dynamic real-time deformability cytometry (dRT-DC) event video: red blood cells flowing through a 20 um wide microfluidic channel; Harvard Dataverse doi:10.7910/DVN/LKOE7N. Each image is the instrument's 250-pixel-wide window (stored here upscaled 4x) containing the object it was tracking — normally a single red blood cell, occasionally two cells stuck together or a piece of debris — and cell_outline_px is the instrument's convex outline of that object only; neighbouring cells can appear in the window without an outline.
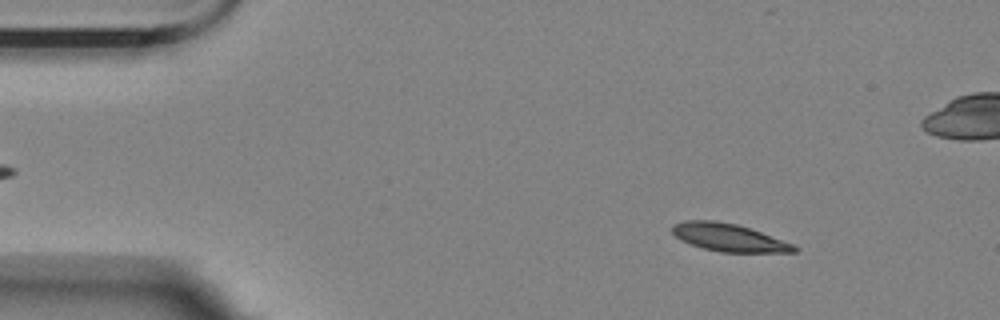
{"species": "Egyptian fruit bat (a non-hibernating species)", "species_latin": "Rousettus aegyptiacus", "temperature_condition": "room temperature", "stored_images_in_passage": 57, "camera_frame_rate_fps": 3000, "um_per_image_px": 0.085, "animal": {"sex": "female"}, "frame": {"image": 1, "passage_image": 7, "time_ms": 2.0, "image_size_px": [1000, 320], "cell_outline_px": [[800, 248], [796, 252], [720, 252], [704, 248], [680, 240], [672, 232], [672, 224], [684, 220], [716, 220], [736, 224], [752, 228], [796, 244]], "centroid_in_image_um": [62.01, 20.18], "position_along_channel_um": 23.0, "area_um2": 20.0}}
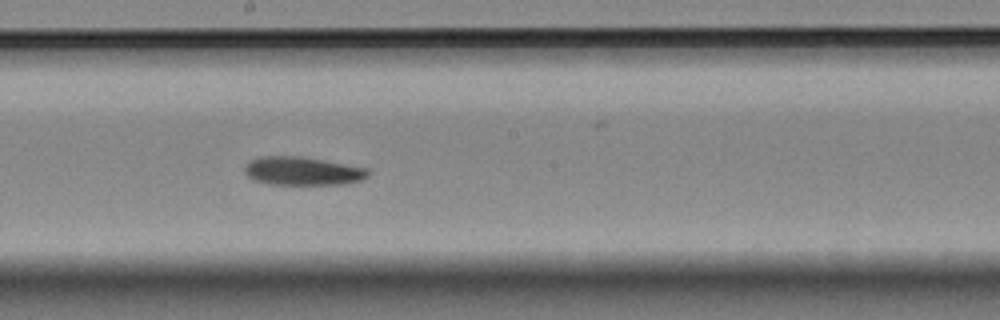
{"frame": {"image": 2, "passage_image": 30, "time_ms": 9.667, "image_size_px": [1000, 320], "cell_outline_px": [[368, 176], [360, 180], [344, 184], [268, 184], [252, 180], [244, 172], [244, 164], [260, 156], [300, 156], [368, 168]], "centroid_in_image_um": [25.66, 14.54], "position_along_channel_um": 222.5, "area_um2": 20.4}}
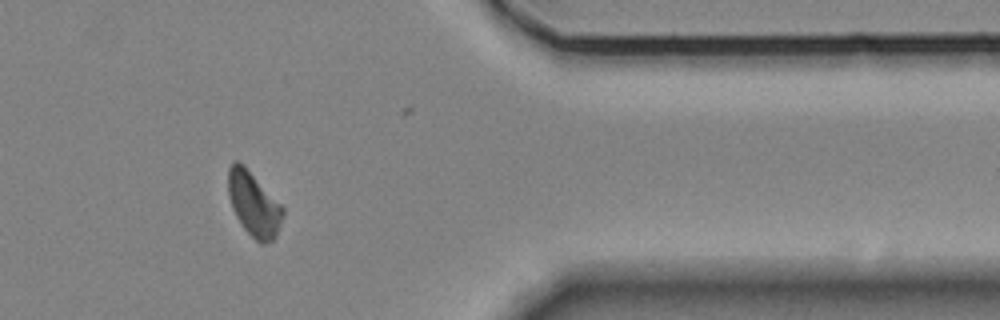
{"frame": {"image": 3, "passage_image": 46, "time_ms": 15.0, "image_size_px": [1000, 320], "cell_outline_px": [[284, 212], [276, 236], [272, 240], [264, 244], [260, 244], [244, 228], [236, 216], [232, 208], [228, 192], [228, 168], [232, 160], [236, 160], [244, 164], [284, 208]], "centroid_in_image_um": [21.55, 17.31], "position_along_channel_um": 389.9, "area_um2": 20.4}, "authors_computed_cell_mechanics": {"area_um2": 20.6924, "velocity_mm_per_s": 3.5158, "shape_relaxation_time_tau1_ms": 4.9129, "shape_relaxation_time_tau2_ms": null, "deformation_change_tau1": 0.1388, "deformation_change_tau2": null}}